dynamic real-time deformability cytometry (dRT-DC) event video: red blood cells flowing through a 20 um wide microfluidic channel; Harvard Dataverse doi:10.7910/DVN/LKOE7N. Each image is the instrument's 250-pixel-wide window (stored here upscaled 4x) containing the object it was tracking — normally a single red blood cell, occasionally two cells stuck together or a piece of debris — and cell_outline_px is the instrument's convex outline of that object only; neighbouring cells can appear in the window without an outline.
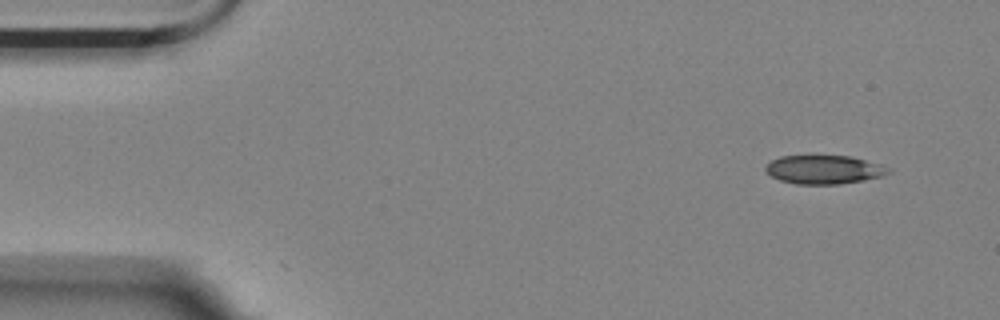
{"species": "Egyptian fruit bat (a non-hibernating species)", "species_latin": "Rousettus aegyptiacus", "temperature_condition": "room temperature", "stored_images_in_passage": 4, "camera_frame_rate_fps": 3000, "um_per_image_px": 0.085, "animal": {"sex": "female"}, "frame": {"image": 1, "passage_image": 1, "time_ms": 0.0, "image_size_px": [1000, 320], "cell_outline_px": [[892, 172], [880, 176], [864, 180], [840, 184], [796, 184], [780, 180], [772, 176], [764, 168], [772, 160], [780, 156], [852, 156], [880, 164], [892, 168]], "centroid_in_image_um": [70.08, 14.41], "position_along_channel_um": 14.9, "area_um2": 20.46}}
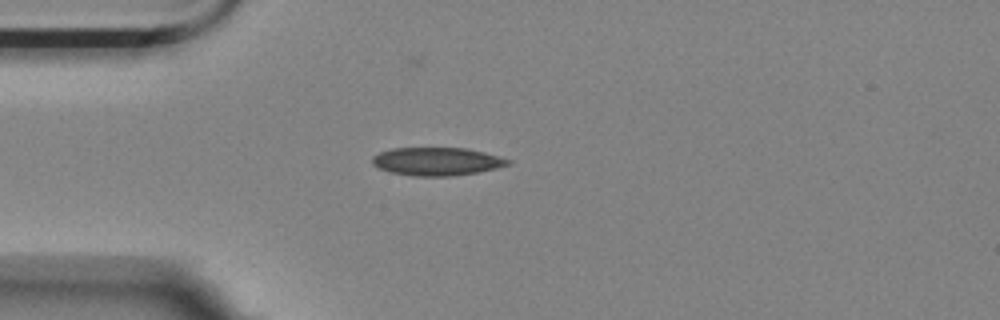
{"frame": {"image": 2, "passage_image": 4, "time_ms": 3.333, "image_size_px": [1000, 320], "cell_outline_px": [[512, 164], [496, 168], [476, 172], [452, 176], [412, 176], [388, 172], [372, 164], [372, 156], [380, 152], [392, 148], [468, 148], [484, 152], [512, 160]], "centroid_in_image_um": [37.13, 13.72], "position_along_channel_um": 47.9, "area_um2": 22.31}}